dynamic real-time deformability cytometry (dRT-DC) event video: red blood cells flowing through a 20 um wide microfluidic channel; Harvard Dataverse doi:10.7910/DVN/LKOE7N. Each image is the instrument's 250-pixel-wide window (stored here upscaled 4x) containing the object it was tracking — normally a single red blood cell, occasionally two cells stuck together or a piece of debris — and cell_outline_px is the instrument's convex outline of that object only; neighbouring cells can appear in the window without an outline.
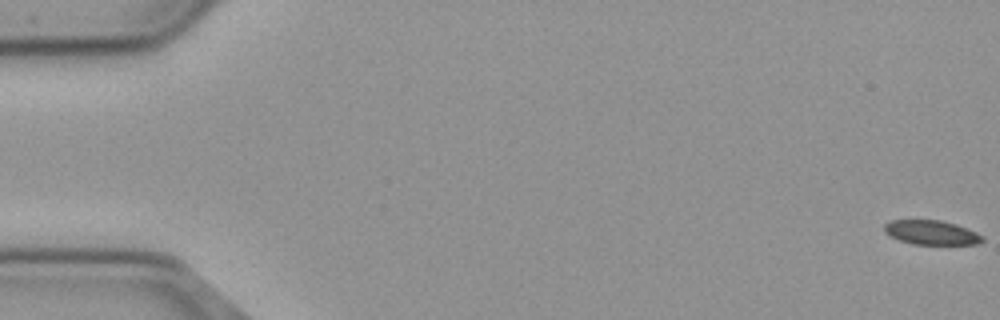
{"species": "common noctule bat (a hibernating species)", "species_latin": "Nyctalus noctula", "temperature_condition": "cold", "stored_images_in_passage": 58, "segment_of_instrument_passage": [1, 2], "camera_frame_rate_fps": 3000, "um_per_image_px": 0.085, "animal": {"sex": "male", "body_mass_g": 23.1, "forearm_length_mm": 52.7}, "frame": {"image": 1, "passage_image": 1, "time_ms": 0.0, "image_size_px": [1000, 320], "cell_outline_px": [[984, 240], [976, 244], [912, 244], [900, 240], [884, 232], [884, 224], [892, 220], [940, 220], [956, 224], [976, 232], [984, 236]], "centroid_in_image_um": [79.18, 19.76], "position_along_channel_um": 5.8, "area_um2": 13.81}}
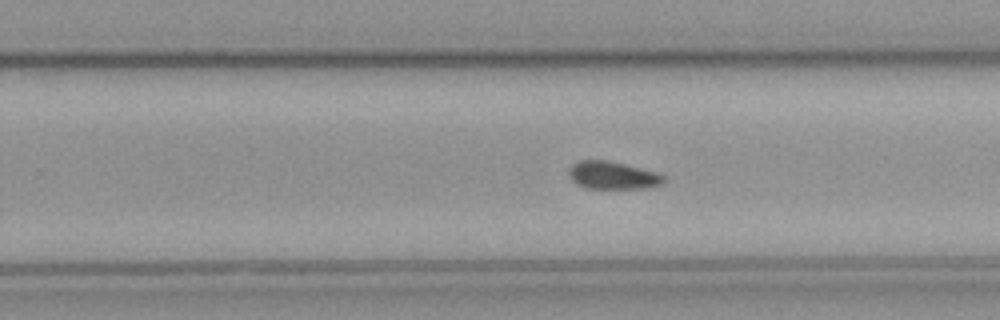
{"frame": {"image": 2, "passage_image": 36, "time_ms": 11.667, "image_size_px": [1000, 320], "cell_outline_px": [[664, 184], [648, 188], [584, 188], [576, 184], [572, 180], [568, 172], [568, 168], [572, 164], [580, 160], [604, 160], [624, 164], [656, 172], [664, 176]], "centroid_in_image_um": [52.06, 14.91], "position_along_channel_um": 277.7, "area_um2": 15.32}}
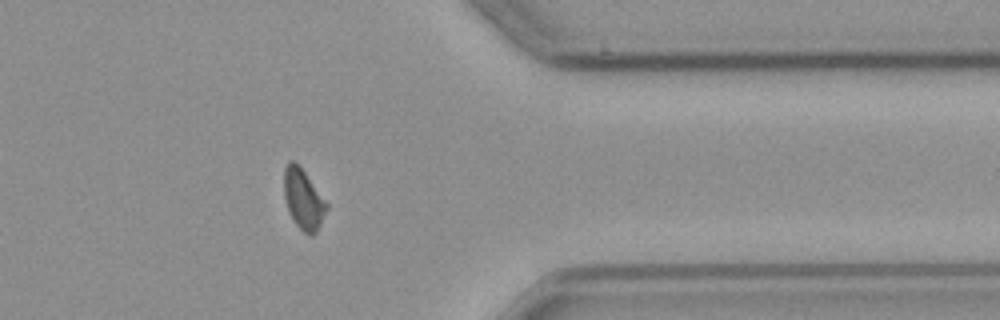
{"frame": {"image": 3, "passage_image": 46, "time_ms": 15.0, "image_size_px": [1000, 320], "cell_outline_px": [[328, 208], [316, 232], [312, 236], [308, 236], [292, 220], [288, 212], [284, 196], [284, 168], [288, 160], [292, 160], [304, 172], [328, 204]], "centroid_in_image_um": [25.76, 16.96], "position_along_channel_um": 385.6, "area_um2": 14.8}}